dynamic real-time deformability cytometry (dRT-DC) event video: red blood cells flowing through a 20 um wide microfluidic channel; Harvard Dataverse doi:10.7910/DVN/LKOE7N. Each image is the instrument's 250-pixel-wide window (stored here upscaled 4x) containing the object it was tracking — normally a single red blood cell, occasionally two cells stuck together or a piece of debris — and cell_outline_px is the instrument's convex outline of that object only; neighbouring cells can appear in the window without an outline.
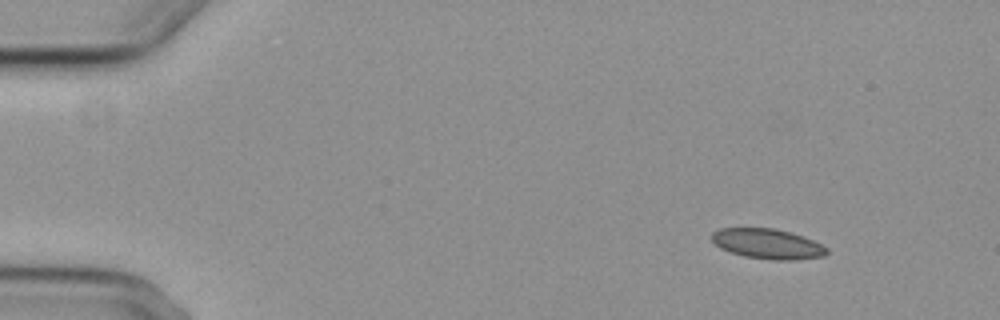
{"species": "common noctule bat (a hibernating species)", "species_latin": "Nyctalus noctula", "temperature_condition": "cold", "stored_images_in_passage": 4, "camera_frame_rate_fps": 3000, "um_per_image_px": 0.085, "animal": {"sex": "female", "body_mass_g": 29.2, "forearm_length_mm": 56.3}, "frame": {"image": 1, "passage_image": 1, "time_ms": 0.0, "image_size_px": [1000, 320], "cell_outline_px": [[828, 252], [824, 256], [796, 260], [772, 260], [744, 256], [720, 248], [708, 236], [712, 232], [720, 228], [776, 228], [792, 232], [804, 236], [828, 248]], "centroid_in_image_um": [65.24, 20.72], "position_along_channel_um": 19.8, "area_um2": 20.35}}
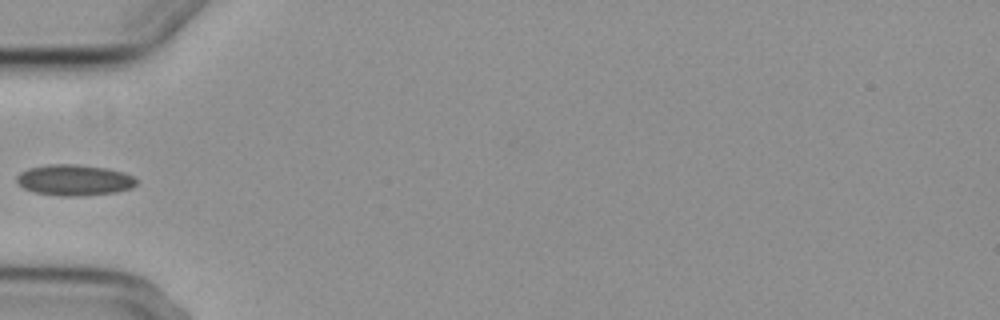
{"frame": {"image": 2, "passage_image": 4, "time_ms": 4.333, "image_size_px": [1000, 320], "cell_outline_px": [[140, 180], [132, 188], [116, 192], [80, 196], [60, 196], [36, 192], [24, 188], [16, 180], [16, 176], [20, 172], [28, 168], [48, 164], [76, 164], [108, 168], [124, 172]], "centroid_in_image_um": [6.35, 15.3], "position_along_channel_um": 78.7, "area_um2": 21.73}}